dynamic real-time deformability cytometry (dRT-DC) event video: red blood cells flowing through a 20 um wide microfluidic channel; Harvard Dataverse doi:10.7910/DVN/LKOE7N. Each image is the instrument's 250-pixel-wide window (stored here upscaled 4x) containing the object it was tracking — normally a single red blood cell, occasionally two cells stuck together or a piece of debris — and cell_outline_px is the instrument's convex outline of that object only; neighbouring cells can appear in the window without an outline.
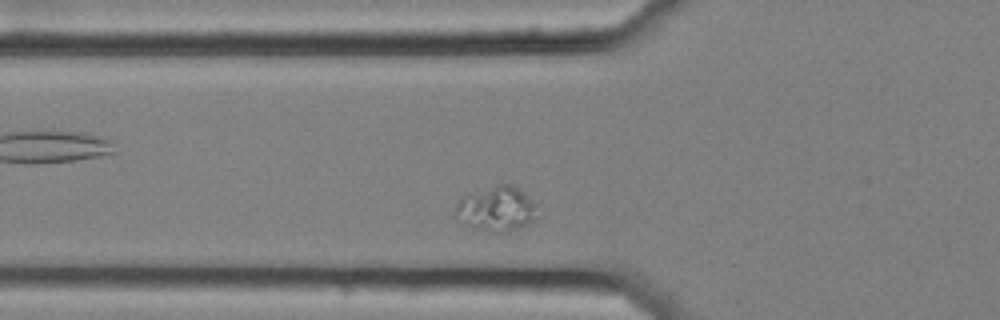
{"species": "common noctule bat (a hibernating species)", "species_latin": "Nyctalus noctula", "temperature_condition": "cold", "stored_images_in_passage": 28, "camera_frame_rate_fps": 3000, "um_per_image_px": 0.085, "animal": {"sex": "female", "body_mass_g": 25.1}, "frame": {"image": 1, "passage_image": 3, "time_ms": 0.667, "image_size_px": [1000, 320], "cell_outline_px": [[532, 220], [528, 224], [508, 232], [496, 232], [476, 228], [452, 216], [456, 204], [460, 196], [468, 192], [500, 184], [508, 184], [516, 188], [528, 196], [532, 200]], "centroid_in_image_um": [42.07, 17.73], "position_along_channel_um": 83.7, "area_um2": 20.92}}
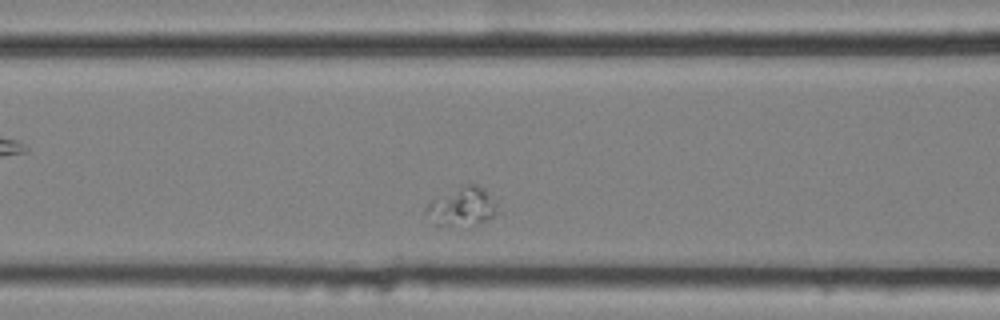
{"frame": {"image": 2, "passage_image": 7, "time_ms": 2.0, "image_size_px": [1000, 320], "cell_outline_px": [[496, 212], [492, 216], [476, 224], [436, 224], [424, 208], [432, 196], [468, 180], [484, 188], [496, 204]], "centroid_in_image_um": [39.22, 17.43], "position_along_channel_um": 127.4, "area_um2": 16.24}}